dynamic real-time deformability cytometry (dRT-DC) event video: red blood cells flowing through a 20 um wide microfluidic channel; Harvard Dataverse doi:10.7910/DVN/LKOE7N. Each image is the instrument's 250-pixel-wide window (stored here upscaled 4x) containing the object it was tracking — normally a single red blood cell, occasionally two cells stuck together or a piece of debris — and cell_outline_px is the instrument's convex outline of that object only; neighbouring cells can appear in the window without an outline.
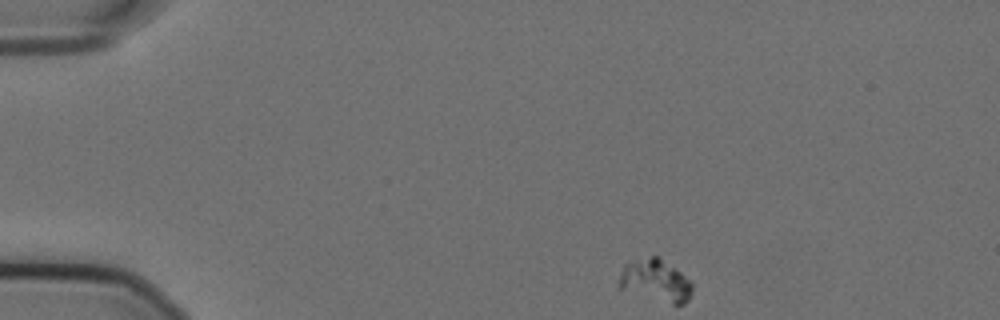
{"species": "Egyptian fruit bat (a non-hibernating species)", "species_latin": "Rousettus aegyptiacus", "temperature_condition": "cold", "stored_images_in_passage": 50, "camera_frame_rate_fps": 3000, "um_per_image_px": 0.085, "animal": {"sex": "female"}, "frame": {"image": 1, "passage_image": 1, "time_ms": 0.0, "image_size_px": [1000, 320], "cell_outline_px": [[692, 292], [688, 300], [684, 304], [672, 304], [620, 288], [616, 284], [620, 272], [624, 264], [632, 260], [652, 256], [656, 256], [680, 272], [692, 284]], "centroid_in_image_um": [55.68, 23.84], "position_along_channel_um": 29.3, "area_um2": 17.63}}
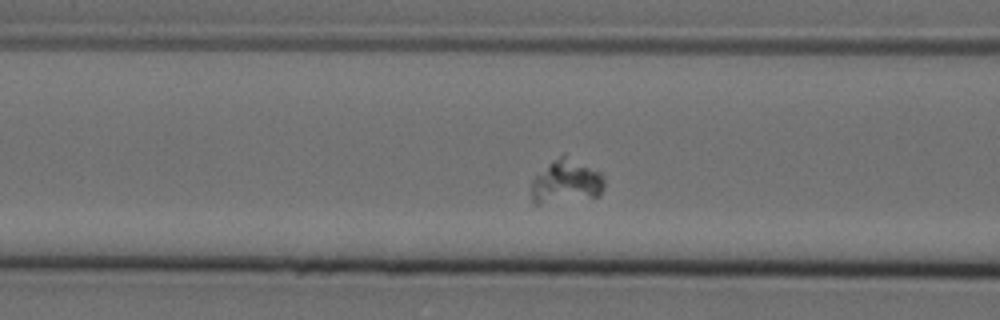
{"frame": {"image": 2, "passage_image": 15, "time_ms": 4.667, "image_size_px": [1000, 320], "cell_outline_px": [[604, 188], [600, 196], [540, 204], [532, 204], [532, 180], [548, 164], [564, 152], [600, 172], [604, 176]], "centroid_in_image_um": [48.15, 15.42], "position_along_channel_um": 118.5, "area_um2": 18.73}}
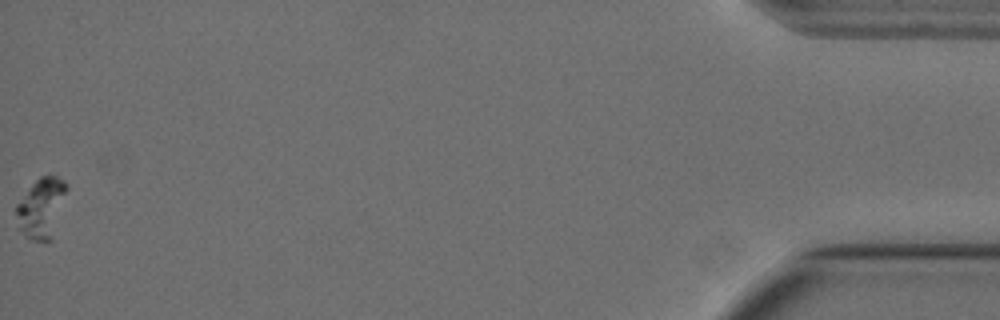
{"frame": {"image": 3, "passage_image": 50, "time_ms": 16.333, "image_size_px": [1000, 320], "cell_outline_px": [[68, 188], [52, 240], [32, 240], [20, 228], [16, 212], [16, 204], [32, 184], [40, 176], [56, 176], [64, 180], [68, 184]], "centroid_in_image_um": [3.56, 17.63], "position_along_channel_um": 431.6, "area_um2": 17.34}}